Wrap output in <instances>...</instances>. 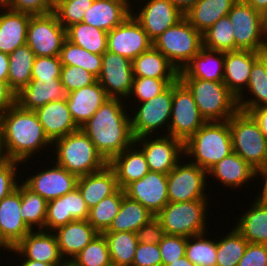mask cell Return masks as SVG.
Instances as JSON below:
<instances>
[{
	"label": "cell",
	"instance_id": "cell-66",
	"mask_svg": "<svg viewBox=\"0 0 267 266\" xmlns=\"http://www.w3.org/2000/svg\"><path fill=\"white\" fill-rule=\"evenodd\" d=\"M166 266H195V265L186 256H184Z\"/></svg>",
	"mask_w": 267,
	"mask_h": 266
},
{
	"label": "cell",
	"instance_id": "cell-24",
	"mask_svg": "<svg viewBox=\"0 0 267 266\" xmlns=\"http://www.w3.org/2000/svg\"><path fill=\"white\" fill-rule=\"evenodd\" d=\"M130 2L132 1L94 0L85 11L82 22L108 33L131 15L133 5Z\"/></svg>",
	"mask_w": 267,
	"mask_h": 266
},
{
	"label": "cell",
	"instance_id": "cell-13",
	"mask_svg": "<svg viewBox=\"0 0 267 266\" xmlns=\"http://www.w3.org/2000/svg\"><path fill=\"white\" fill-rule=\"evenodd\" d=\"M207 176V172L196 164L181 160L167 174L169 202L209 200L208 194L205 193L208 191Z\"/></svg>",
	"mask_w": 267,
	"mask_h": 266
},
{
	"label": "cell",
	"instance_id": "cell-50",
	"mask_svg": "<svg viewBox=\"0 0 267 266\" xmlns=\"http://www.w3.org/2000/svg\"><path fill=\"white\" fill-rule=\"evenodd\" d=\"M94 0H54L53 12L64 28L83 21Z\"/></svg>",
	"mask_w": 267,
	"mask_h": 266
},
{
	"label": "cell",
	"instance_id": "cell-25",
	"mask_svg": "<svg viewBox=\"0 0 267 266\" xmlns=\"http://www.w3.org/2000/svg\"><path fill=\"white\" fill-rule=\"evenodd\" d=\"M35 112L51 142L80 129L72 118L66 100L51 101Z\"/></svg>",
	"mask_w": 267,
	"mask_h": 266
},
{
	"label": "cell",
	"instance_id": "cell-40",
	"mask_svg": "<svg viewBox=\"0 0 267 266\" xmlns=\"http://www.w3.org/2000/svg\"><path fill=\"white\" fill-rule=\"evenodd\" d=\"M21 193L20 216L31 230H45L47 201L22 181L16 187Z\"/></svg>",
	"mask_w": 267,
	"mask_h": 266
},
{
	"label": "cell",
	"instance_id": "cell-26",
	"mask_svg": "<svg viewBox=\"0 0 267 266\" xmlns=\"http://www.w3.org/2000/svg\"><path fill=\"white\" fill-rule=\"evenodd\" d=\"M53 232L65 261H71L99 234L87 220H74Z\"/></svg>",
	"mask_w": 267,
	"mask_h": 266
},
{
	"label": "cell",
	"instance_id": "cell-29",
	"mask_svg": "<svg viewBox=\"0 0 267 266\" xmlns=\"http://www.w3.org/2000/svg\"><path fill=\"white\" fill-rule=\"evenodd\" d=\"M31 16L7 8L3 4L0 6V51L2 53L9 55L17 47L26 44L27 28Z\"/></svg>",
	"mask_w": 267,
	"mask_h": 266
},
{
	"label": "cell",
	"instance_id": "cell-34",
	"mask_svg": "<svg viewBox=\"0 0 267 266\" xmlns=\"http://www.w3.org/2000/svg\"><path fill=\"white\" fill-rule=\"evenodd\" d=\"M238 218L235 228L248 243L267 245V199L255 196L253 204Z\"/></svg>",
	"mask_w": 267,
	"mask_h": 266
},
{
	"label": "cell",
	"instance_id": "cell-16",
	"mask_svg": "<svg viewBox=\"0 0 267 266\" xmlns=\"http://www.w3.org/2000/svg\"><path fill=\"white\" fill-rule=\"evenodd\" d=\"M138 1H140L138 2L139 5L142 3L143 6L136 11L131 9V14L139 22L152 42L184 17V13L170 0Z\"/></svg>",
	"mask_w": 267,
	"mask_h": 266
},
{
	"label": "cell",
	"instance_id": "cell-39",
	"mask_svg": "<svg viewBox=\"0 0 267 266\" xmlns=\"http://www.w3.org/2000/svg\"><path fill=\"white\" fill-rule=\"evenodd\" d=\"M35 54L25 44L17 47L9 54V73L7 82L10 88L17 94L26 87L32 79V67Z\"/></svg>",
	"mask_w": 267,
	"mask_h": 266
},
{
	"label": "cell",
	"instance_id": "cell-28",
	"mask_svg": "<svg viewBox=\"0 0 267 266\" xmlns=\"http://www.w3.org/2000/svg\"><path fill=\"white\" fill-rule=\"evenodd\" d=\"M225 52L202 47L179 71V78L223 82Z\"/></svg>",
	"mask_w": 267,
	"mask_h": 266
},
{
	"label": "cell",
	"instance_id": "cell-68",
	"mask_svg": "<svg viewBox=\"0 0 267 266\" xmlns=\"http://www.w3.org/2000/svg\"><path fill=\"white\" fill-rule=\"evenodd\" d=\"M61 266H76L72 261H65Z\"/></svg>",
	"mask_w": 267,
	"mask_h": 266
},
{
	"label": "cell",
	"instance_id": "cell-53",
	"mask_svg": "<svg viewBox=\"0 0 267 266\" xmlns=\"http://www.w3.org/2000/svg\"><path fill=\"white\" fill-rule=\"evenodd\" d=\"M18 165L20 166L18 161L6 158L0 160V201L16 189L19 183Z\"/></svg>",
	"mask_w": 267,
	"mask_h": 266
},
{
	"label": "cell",
	"instance_id": "cell-4",
	"mask_svg": "<svg viewBox=\"0 0 267 266\" xmlns=\"http://www.w3.org/2000/svg\"><path fill=\"white\" fill-rule=\"evenodd\" d=\"M52 146L55 148L51 152L56 151L53 163L77 177L97 172L108 164L81 129L54 140Z\"/></svg>",
	"mask_w": 267,
	"mask_h": 266
},
{
	"label": "cell",
	"instance_id": "cell-64",
	"mask_svg": "<svg viewBox=\"0 0 267 266\" xmlns=\"http://www.w3.org/2000/svg\"><path fill=\"white\" fill-rule=\"evenodd\" d=\"M183 13L187 12L198 0H170Z\"/></svg>",
	"mask_w": 267,
	"mask_h": 266
},
{
	"label": "cell",
	"instance_id": "cell-18",
	"mask_svg": "<svg viewBox=\"0 0 267 266\" xmlns=\"http://www.w3.org/2000/svg\"><path fill=\"white\" fill-rule=\"evenodd\" d=\"M35 174H31L22 182L33 192L41 195L47 202L57 199L77 188L78 177L63 167L54 164ZM54 164V166H53Z\"/></svg>",
	"mask_w": 267,
	"mask_h": 266
},
{
	"label": "cell",
	"instance_id": "cell-62",
	"mask_svg": "<svg viewBox=\"0 0 267 266\" xmlns=\"http://www.w3.org/2000/svg\"><path fill=\"white\" fill-rule=\"evenodd\" d=\"M257 176L258 179H260L259 176L263 177L262 181H259L260 183H263V186H261L262 191L259 192L260 194H257L256 196L262 199H267V163L258 171Z\"/></svg>",
	"mask_w": 267,
	"mask_h": 266
},
{
	"label": "cell",
	"instance_id": "cell-46",
	"mask_svg": "<svg viewBox=\"0 0 267 266\" xmlns=\"http://www.w3.org/2000/svg\"><path fill=\"white\" fill-rule=\"evenodd\" d=\"M233 26L228 15L202 33L203 47L216 51H235Z\"/></svg>",
	"mask_w": 267,
	"mask_h": 266
},
{
	"label": "cell",
	"instance_id": "cell-15",
	"mask_svg": "<svg viewBox=\"0 0 267 266\" xmlns=\"http://www.w3.org/2000/svg\"><path fill=\"white\" fill-rule=\"evenodd\" d=\"M152 46L153 42L132 14L108 32L107 50L130 61Z\"/></svg>",
	"mask_w": 267,
	"mask_h": 266
},
{
	"label": "cell",
	"instance_id": "cell-61",
	"mask_svg": "<svg viewBox=\"0 0 267 266\" xmlns=\"http://www.w3.org/2000/svg\"><path fill=\"white\" fill-rule=\"evenodd\" d=\"M9 73V55L0 51V82H7Z\"/></svg>",
	"mask_w": 267,
	"mask_h": 266
},
{
	"label": "cell",
	"instance_id": "cell-32",
	"mask_svg": "<svg viewBox=\"0 0 267 266\" xmlns=\"http://www.w3.org/2000/svg\"><path fill=\"white\" fill-rule=\"evenodd\" d=\"M77 188L90 209L103 198L114 194L119 186L114 170L107 164L97 172L78 177Z\"/></svg>",
	"mask_w": 267,
	"mask_h": 266
},
{
	"label": "cell",
	"instance_id": "cell-47",
	"mask_svg": "<svg viewBox=\"0 0 267 266\" xmlns=\"http://www.w3.org/2000/svg\"><path fill=\"white\" fill-rule=\"evenodd\" d=\"M207 233L187 238L185 256L195 266H216L217 240L205 237Z\"/></svg>",
	"mask_w": 267,
	"mask_h": 266
},
{
	"label": "cell",
	"instance_id": "cell-22",
	"mask_svg": "<svg viewBox=\"0 0 267 266\" xmlns=\"http://www.w3.org/2000/svg\"><path fill=\"white\" fill-rule=\"evenodd\" d=\"M25 259L61 266L62 258L56 236L52 231L31 230L14 247Z\"/></svg>",
	"mask_w": 267,
	"mask_h": 266
},
{
	"label": "cell",
	"instance_id": "cell-19",
	"mask_svg": "<svg viewBox=\"0 0 267 266\" xmlns=\"http://www.w3.org/2000/svg\"><path fill=\"white\" fill-rule=\"evenodd\" d=\"M124 192L156 216L169 202L167 174L149 171L142 179L128 184Z\"/></svg>",
	"mask_w": 267,
	"mask_h": 266
},
{
	"label": "cell",
	"instance_id": "cell-67",
	"mask_svg": "<svg viewBox=\"0 0 267 266\" xmlns=\"http://www.w3.org/2000/svg\"><path fill=\"white\" fill-rule=\"evenodd\" d=\"M13 246L4 238V236L2 235L1 231H0V250H8L10 252H12L13 250Z\"/></svg>",
	"mask_w": 267,
	"mask_h": 266
},
{
	"label": "cell",
	"instance_id": "cell-51",
	"mask_svg": "<svg viewBox=\"0 0 267 266\" xmlns=\"http://www.w3.org/2000/svg\"><path fill=\"white\" fill-rule=\"evenodd\" d=\"M97 81V78L81 67L62 66L61 82L68 93L89 86Z\"/></svg>",
	"mask_w": 267,
	"mask_h": 266
},
{
	"label": "cell",
	"instance_id": "cell-2",
	"mask_svg": "<svg viewBox=\"0 0 267 266\" xmlns=\"http://www.w3.org/2000/svg\"><path fill=\"white\" fill-rule=\"evenodd\" d=\"M124 104L127 103L123 99H107L80 128L107 162L135 140L131 130L132 113L127 114Z\"/></svg>",
	"mask_w": 267,
	"mask_h": 266
},
{
	"label": "cell",
	"instance_id": "cell-20",
	"mask_svg": "<svg viewBox=\"0 0 267 266\" xmlns=\"http://www.w3.org/2000/svg\"><path fill=\"white\" fill-rule=\"evenodd\" d=\"M89 208L82 194L75 188L73 191L48 201L45 230L54 231L74 220H87Z\"/></svg>",
	"mask_w": 267,
	"mask_h": 266
},
{
	"label": "cell",
	"instance_id": "cell-3",
	"mask_svg": "<svg viewBox=\"0 0 267 266\" xmlns=\"http://www.w3.org/2000/svg\"><path fill=\"white\" fill-rule=\"evenodd\" d=\"M233 153L228 121L206 122L184 143V155L206 172ZM191 160V161H190Z\"/></svg>",
	"mask_w": 267,
	"mask_h": 266
},
{
	"label": "cell",
	"instance_id": "cell-23",
	"mask_svg": "<svg viewBox=\"0 0 267 266\" xmlns=\"http://www.w3.org/2000/svg\"><path fill=\"white\" fill-rule=\"evenodd\" d=\"M68 92L61 77L32 78L29 84L16 94V103L25 110L37 108L56 100H67Z\"/></svg>",
	"mask_w": 267,
	"mask_h": 266
},
{
	"label": "cell",
	"instance_id": "cell-31",
	"mask_svg": "<svg viewBox=\"0 0 267 266\" xmlns=\"http://www.w3.org/2000/svg\"><path fill=\"white\" fill-rule=\"evenodd\" d=\"M108 165L114 170L117 184L121 189L133 181L142 179L150 171L144 153L135 143L114 156Z\"/></svg>",
	"mask_w": 267,
	"mask_h": 266
},
{
	"label": "cell",
	"instance_id": "cell-1",
	"mask_svg": "<svg viewBox=\"0 0 267 266\" xmlns=\"http://www.w3.org/2000/svg\"><path fill=\"white\" fill-rule=\"evenodd\" d=\"M0 142L3 157L22 164L40 150L52 147L36 112L22 109L17 103L0 113Z\"/></svg>",
	"mask_w": 267,
	"mask_h": 266
},
{
	"label": "cell",
	"instance_id": "cell-65",
	"mask_svg": "<svg viewBox=\"0 0 267 266\" xmlns=\"http://www.w3.org/2000/svg\"><path fill=\"white\" fill-rule=\"evenodd\" d=\"M12 252L15 253L16 256L18 254L20 259H23V260H21V263H20L19 266H56V265H53V264H48V263H43V262H39V261L28 260V259H25L24 257L22 258V255L15 248H13Z\"/></svg>",
	"mask_w": 267,
	"mask_h": 266
},
{
	"label": "cell",
	"instance_id": "cell-11",
	"mask_svg": "<svg viewBox=\"0 0 267 266\" xmlns=\"http://www.w3.org/2000/svg\"><path fill=\"white\" fill-rule=\"evenodd\" d=\"M192 93L178 79L173 83L172 110L169 123V132L164 135L172 136L185 143L204 124Z\"/></svg>",
	"mask_w": 267,
	"mask_h": 266
},
{
	"label": "cell",
	"instance_id": "cell-7",
	"mask_svg": "<svg viewBox=\"0 0 267 266\" xmlns=\"http://www.w3.org/2000/svg\"><path fill=\"white\" fill-rule=\"evenodd\" d=\"M228 122L233 152L259 171L267 163V138L246 112L238 110Z\"/></svg>",
	"mask_w": 267,
	"mask_h": 266
},
{
	"label": "cell",
	"instance_id": "cell-27",
	"mask_svg": "<svg viewBox=\"0 0 267 266\" xmlns=\"http://www.w3.org/2000/svg\"><path fill=\"white\" fill-rule=\"evenodd\" d=\"M109 97L98 81L68 93L67 105L76 125L81 128Z\"/></svg>",
	"mask_w": 267,
	"mask_h": 266
},
{
	"label": "cell",
	"instance_id": "cell-30",
	"mask_svg": "<svg viewBox=\"0 0 267 266\" xmlns=\"http://www.w3.org/2000/svg\"><path fill=\"white\" fill-rule=\"evenodd\" d=\"M21 193L16 188L0 201V231L15 247L31 231L21 218Z\"/></svg>",
	"mask_w": 267,
	"mask_h": 266
},
{
	"label": "cell",
	"instance_id": "cell-59",
	"mask_svg": "<svg viewBox=\"0 0 267 266\" xmlns=\"http://www.w3.org/2000/svg\"><path fill=\"white\" fill-rule=\"evenodd\" d=\"M16 104V93L8 82H0V113L5 112Z\"/></svg>",
	"mask_w": 267,
	"mask_h": 266
},
{
	"label": "cell",
	"instance_id": "cell-41",
	"mask_svg": "<svg viewBox=\"0 0 267 266\" xmlns=\"http://www.w3.org/2000/svg\"><path fill=\"white\" fill-rule=\"evenodd\" d=\"M66 37L71 43L91 53L103 55L107 51L108 33L86 23L80 22L67 27Z\"/></svg>",
	"mask_w": 267,
	"mask_h": 266
},
{
	"label": "cell",
	"instance_id": "cell-42",
	"mask_svg": "<svg viewBox=\"0 0 267 266\" xmlns=\"http://www.w3.org/2000/svg\"><path fill=\"white\" fill-rule=\"evenodd\" d=\"M111 261L117 266H132L138 239L134 232H103Z\"/></svg>",
	"mask_w": 267,
	"mask_h": 266
},
{
	"label": "cell",
	"instance_id": "cell-14",
	"mask_svg": "<svg viewBox=\"0 0 267 266\" xmlns=\"http://www.w3.org/2000/svg\"><path fill=\"white\" fill-rule=\"evenodd\" d=\"M134 143L144 153L152 172L168 174L184 158V143L169 135L142 136Z\"/></svg>",
	"mask_w": 267,
	"mask_h": 266
},
{
	"label": "cell",
	"instance_id": "cell-10",
	"mask_svg": "<svg viewBox=\"0 0 267 266\" xmlns=\"http://www.w3.org/2000/svg\"><path fill=\"white\" fill-rule=\"evenodd\" d=\"M173 83L161 94L146 102L136 103L135 109H131V130L134 139L142 136H155L161 128L169 132V123L172 110ZM135 110V111H133ZM167 126V127H166ZM158 128H160L158 130ZM158 131V132H157Z\"/></svg>",
	"mask_w": 267,
	"mask_h": 266
},
{
	"label": "cell",
	"instance_id": "cell-57",
	"mask_svg": "<svg viewBox=\"0 0 267 266\" xmlns=\"http://www.w3.org/2000/svg\"><path fill=\"white\" fill-rule=\"evenodd\" d=\"M238 266H267V245L248 243Z\"/></svg>",
	"mask_w": 267,
	"mask_h": 266
},
{
	"label": "cell",
	"instance_id": "cell-63",
	"mask_svg": "<svg viewBox=\"0 0 267 266\" xmlns=\"http://www.w3.org/2000/svg\"><path fill=\"white\" fill-rule=\"evenodd\" d=\"M252 6L256 11L267 17V0H243Z\"/></svg>",
	"mask_w": 267,
	"mask_h": 266
},
{
	"label": "cell",
	"instance_id": "cell-55",
	"mask_svg": "<svg viewBox=\"0 0 267 266\" xmlns=\"http://www.w3.org/2000/svg\"><path fill=\"white\" fill-rule=\"evenodd\" d=\"M62 63L59 56H36L32 67V78L61 77Z\"/></svg>",
	"mask_w": 267,
	"mask_h": 266
},
{
	"label": "cell",
	"instance_id": "cell-8",
	"mask_svg": "<svg viewBox=\"0 0 267 266\" xmlns=\"http://www.w3.org/2000/svg\"><path fill=\"white\" fill-rule=\"evenodd\" d=\"M153 47L180 71L203 47L202 33L183 17L156 38Z\"/></svg>",
	"mask_w": 267,
	"mask_h": 266
},
{
	"label": "cell",
	"instance_id": "cell-17",
	"mask_svg": "<svg viewBox=\"0 0 267 266\" xmlns=\"http://www.w3.org/2000/svg\"><path fill=\"white\" fill-rule=\"evenodd\" d=\"M134 80L132 61L106 51L102 55V70L97 81L109 98L127 99Z\"/></svg>",
	"mask_w": 267,
	"mask_h": 266
},
{
	"label": "cell",
	"instance_id": "cell-44",
	"mask_svg": "<svg viewBox=\"0 0 267 266\" xmlns=\"http://www.w3.org/2000/svg\"><path fill=\"white\" fill-rule=\"evenodd\" d=\"M124 195V189L119 188L114 194L103 198L97 205L89 209L87 221L99 234L109 228L112 220L118 214Z\"/></svg>",
	"mask_w": 267,
	"mask_h": 266
},
{
	"label": "cell",
	"instance_id": "cell-56",
	"mask_svg": "<svg viewBox=\"0 0 267 266\" xmlns=\"http://www.w3.org/2000/svg\"><path fill=\"white\" fill-rule=\"evenodd\" d=\"M132 266H162L158 244L138 242Z\"/></svg>",
	"mask_w": 267,
	"mask_h": 266
},
{
	"label": "cell",
	"instance_id": "cell-35",
	"mask_svg": "<svg viewBox=\"0 0 267 266\" xmlns=\"http://www.w3.org/2000/svg\"><path fill=\"white\" fill-rule=\"evenodd\" d=\"M134 77L179 79L178 69L153 46L132 60Z\"/></svg>",
	"mask_w": 267,
	"mask_h": 266
},
{
	"label": "cell",
	"instance_id": "cell-45",
	"mask_svg": "<svg viewBox=\"0 0 267 266\" xmlns=\"http://www.w3.org/2000/svg\"><path fill=\"white\" fill-rule=\"evenodd\" d=\"M248 242L235 228L217 240L216 266H238Z\"/></svg>",
	"mask_w": 267,
	"mask_h": 266
},
{
	"label": "cell",
	"instance_id": "cell-52",
	"mask_svg": "<svg viewBox=\"0 0 267 266\" xmlns=\"http://www.w3.org/2000/svg\"><path fill=\"white\" fill-rule=\"evenodd\" d=\"M187 237L165 234L159 242L162 266H166L185 256Z\"/></svg>",
	"mask_w": 267,
	"mask_h": 266
},
{
	"label": "cell",
	"instance_id": "cell-5",
	"mask_svg": "<svg viewBox=\"0 0 267 266\" xmlns=\"http://www.w3.org/2000/svg\"><path fill=\"white\" fill-rule=\"evenodd\" d=\"M192 93L197 108L206 122L228 121L239 109L237 98L224 82L196 78H179Z\"/></svg>",
	"mask_w": 267,
	"mask_h": 266
},
{
	"label": "cell",
	"instance_id": "cell-43",
	"mask_svg": "<svg viewBox=\"0 0 267 266\" xmlns=\"http://www.w3.org/2000/svg\"><path fill=\"white\" fill-rule=\"evenodd\" d=\"M62 66L81 67L99 77L102 70V55L94 54L86 49L65 40L59 54Z\"/></svg>",
	"mask_w": 267,
	"mask_h": 266
},
{
	"label": "cell",
	"instance_id": "cell-48",
	"mask_svg": "<svg viewBox=\"0 0 267 266\" xmlns=\"http://www.w3.org/2000/svg\"><path fill=\"white\" fill-rule=\"evenodd\" d=\"M76 266H107L111 261L108 243L103 234H98L72 260Z\"/></svg>",
	"mask_w": 267,
	"mask_h": 266
},
{
	"label": "cell",
	"instance_id": "cell-21",
	"mask_svg": "<svg viewBox=\"0 0 267 266\" xmlns=\"http://www.w3.org/2000/svg\"><path fill=\"white\" fill-rule=\"evenodd\" d=\"M266 52L235 50L225 52L223 82L238 99L244 96L253 63Z\"/></svg>",
	"mask_w": 267,
	"mask_h": 266
},
{
	"label": "cell",
	"instance_id": "cell-38",
	"mask_svg": "<svg viewBox=\"0 0 267 266\" xmlns=\"http://www.w3.org/2000/svg\"><path fill=\"white\" fill-rule=\"evenodd\" d=\"M155 215L138 201L124 195L118 214L112 220L105 232H134L136 233L144 224Z\"/></svg>",
	"mask_w": 267,
	"mask_h": 266
},
{
	"label": "cell",
	"instance_id": "cell-33",
	"mask_svg": "<svg viewBox=\"0 0 267 266\" xmlns=\"http://www.w3.org/2000/svg\"><path fill=\"white\" fill-rule=\"evenodd\" d=\"M257 174L258 171L235 152L224 157L207 172L208 176H214L212 178H216L224 187L228 186L227 188L230 187L232 189L236 187L238 190L242 188V185L252 182V179L256 178Z\"/></svg>",
	"mask_w": 267,
	"mask_h": 266
},
{
	"label": "cell",
	"instance_id": "cell-60",
	"mask_svg": "<svg viewBox=\"0 0 267 266\" xmlns=\"http://www.w3.org/2000/svg\"><path fill=\"white\" fill-rule=\"evenodd\" d=\"M247 113L254 119L262 133L267 138V105L253 108Z\"/></svg>",
	"mask_w": 267,
	"mask_h": 266
},
{
	"label": "cell",
	"instance_id": "cell-6",
	"mask_svg": "<svg viewBox=\"0 0 267 266\" xmlns=\"http://www.w3.org/2000/svg\"><path fill=\"white\" fill-rule=\"evenodd\" d=\"M208 204V200L168 202L155 217L165 234L188 238L207 233Z\"/></svg>",
	"mask_w": 267,
	"mask_h": 266
},
{
	"label": "cell",
	"instance_id": "cell-54",
	"mask_svg": "<svg viewBox=\"0 0 267 266\" xmlns=\"http://www.w3.org/2000/svg\"><path fill=\"white\" fill-rule=\"evenodd\" d=\"M3 6L30 15H43L53 11L54 0H5Z\"/></svg>",
	"mask_w": 267,
	"mask_h": 266
},
{
	"label": "cell",
	"instance_id": "cell-58",
	"mask_svg": "<svg viewBox=\"0 0 267 266\" xmlns=\"http://www.w3.org/2000/svg\"><path fill=\"white\" fill-rule=\"evenodd\" d=\"M164 235L165 231L156 217L152 218L136 232L138 242L144 244H159Z\"/></svg>",
	"mask_w": 267,
	"mask_h": 266
},
{
	"label": "cell",
	"instance_id": "cell-70",
	"mask_svg": "<svg viewBox=\"0 0 267 266\" xmlns=\"http://www.w3.org/2000/svg\"><path fill=\"white\" fill-rule=\"evenodd\" d=\"M107 266H117V265H115L114 263H110V264L107 265Z\"/></svg>",
	"mask_w": 267,
	"mask_h": 266
},
{
	"label": "cell",
	"instance_id": "cell-9",
	"mask_svg": "<svg viewBox=\"0 0 267 266\" xmlns=\"http://www.w3.org/2000/svg\"><path fill=\"white\" fill-rule=\"evenodd\" d=\"M233 26L235 50L267 52L266 17L243 0L227 14Z\"/></svg>",
	"mask_w": 267,
	"mask_h": 266
},
{
	"label": "cell",
	"instance_id": "cell-49",
	"mask_svg": "<svg viewBox=\"0 0 267 266\" xmlns=\"http://www.w3.org/2000/svg\"><path fill=\"white\" fill-rule=\"evenodd\" d=\"M178 79H157L149 77H134L130 94L127 98L138 103L149 101L164 92L172 83ZM133 98V100L131 98ZM135 98V99H134Z\"/></svg>",
	"mask_w": 267,
	"mask_h": 266
},
{
	"label": "cell",
	"instance_id": "cell-12",
	"mask_svg": "<svg viewBox=\"0 0 267 266\" xmlns=\"http://www.w3.org/2000/svg\"><path fill=\"white\" fill-rule=\"evenodd\" d=\"M66 37V28L52 11L43 15H32L27 28L26 44L35 56H59Z\"/></svg>",
	"mask_w": 267,
	"mask_h": 266
},
{
	"label": "cell",
	"instance_id": "cell-69",
	"mask_svg": "<svg viewBox=\"0 0 267 266\" xmlns=\"http://www.w3.org/2000/svg\"><path fill=\"white\" fill-rule=\"evenodd\" d=\"M4 157H3V154H2V150H1V142H0V160H2Z\"/></svg>",
	"mask_w": 267,
	"mask_h": 266
},
{
	"label": "cell",
	"instance_id": "cell-37",
	"mask_svg": "<svg viewBox=\"0 0 267 266\" xmlns=\"http://www.w3.org/2000/svg\"><path fill=\"white\" fill-rule=\"evenodd\" d=\"M246 90L247 98L240 96L237 99L240 111L247 113L253 108L267 105V52L253 63ZM248 93H250L249 99Z\"/></svg>",
	"mask_w": 267,
	"mask_h": 266
},
{
	"label": "cell",
	"instance_id": "cell-36",
	"mask_svg": "<svg viewBox=\"0 0 267 266\" xmlns=\"http://www.w3.org/2000/svg\"><path fill=\"white\" fill-rule=\"evenodd\" d=\"M237 0H198L184 17L199 32H205L220 18L226 16Z\"/></svg>",
	"mask_w": 267,
	"mask_h": 266
}]
</instances>
